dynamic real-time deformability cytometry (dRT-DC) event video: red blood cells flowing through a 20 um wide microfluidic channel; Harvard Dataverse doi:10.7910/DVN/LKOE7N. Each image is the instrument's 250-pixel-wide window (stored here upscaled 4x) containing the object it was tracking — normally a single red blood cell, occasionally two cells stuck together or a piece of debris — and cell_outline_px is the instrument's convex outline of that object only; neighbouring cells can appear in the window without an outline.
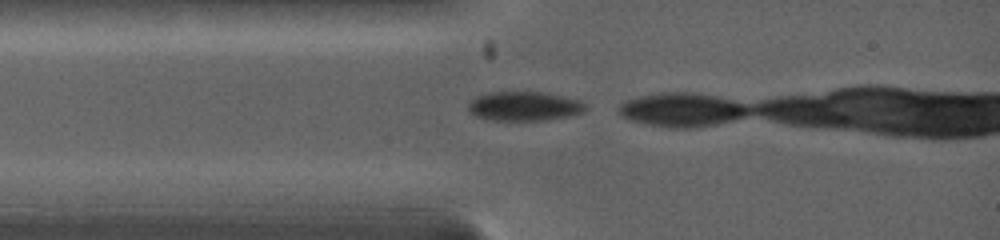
{"species": "common noctule bat (a hibernating species)", "species_latin": "Nyctalus noctula", "temperature_condition": "warm", "stored_images_in_passage": 5, "camera_frame_rate_fps": 5000, "um_per_image_px": 0.085, "animal": {"sex": "female", "body_mass_g": 19.0, "forearm_length_mm": 53.3}, "frame": {"image": 1, "passage_image": 1, "time_ms": 0.0, "image_size_px": [1000, 240], "cell_outline_px": [[588, 104], [584, 112], [568, 116], [548, 120], [492, 120], [476, 116], [468, 112], [468, 104], [476, 96], [488, 92], [544, 92], [580, 100]], "centroid_in_image_um": [44.57, 9.02], "position_along_channel_um": 40.4, "area_um2": 20.11}}